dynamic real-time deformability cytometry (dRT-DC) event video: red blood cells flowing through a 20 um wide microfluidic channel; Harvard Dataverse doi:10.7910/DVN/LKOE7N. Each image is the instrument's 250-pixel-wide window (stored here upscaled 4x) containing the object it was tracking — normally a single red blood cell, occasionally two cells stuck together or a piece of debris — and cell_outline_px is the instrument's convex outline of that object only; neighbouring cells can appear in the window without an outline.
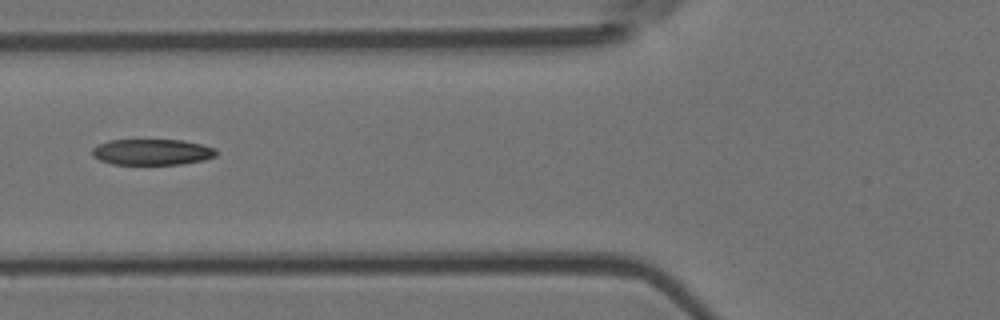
{"species": "Egyptian fruit bat (a non-hibernating species)", "species_latin": "Rousettus aegyptiacus", "temperature_condition": "room temperature", "stored_images_in_passage": 7, "camera_frame_rate_fps": 3000, "um_per_image_px": 0.085, "animal": {"sex": "female"}, "frame": {"image": 1, "passage_image": 6, "time_ms": 1.667, "image_size_px": [1000, 320], "cell_outline_px": [[216, 156], [204, 160], [180, 164], [112, 164], [100, 160], [92, 156], [92, 148], [108, 140], [184, 140], [216, 148]], "centroid_in_image_um": [12.92, 12.92], "position_along_channel_um": 112.9, "area_um2": 18.73}}
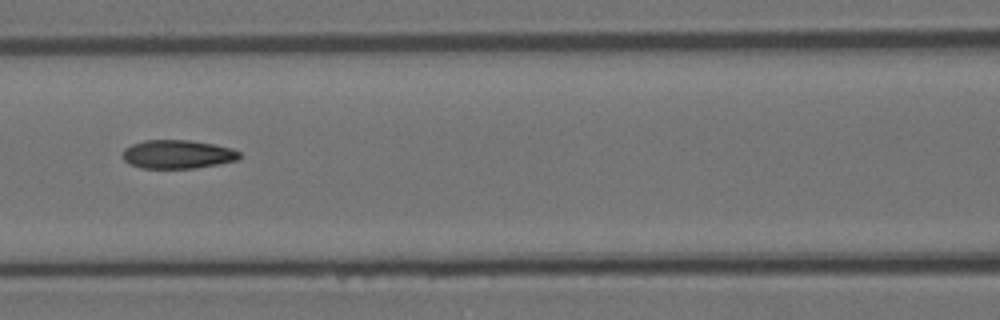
{"frame": {"image": 2, "passage_image": 7, "time_ms": 2.0, "image_size_px": [1000, 320], "cell_outline_px": [[240, 156], [236, 160], [220, 164], [196, 168], [140, 168], [128, 164], [120, 156], [124, 148], [132, 144], [144, 140], [188, 140], [212, 144], [232, 148], [240, 152]], "centroid_in_image_um": [15.04, 13.12], "position_along_channel_um": 151.6, "area_um2": 19.65}}